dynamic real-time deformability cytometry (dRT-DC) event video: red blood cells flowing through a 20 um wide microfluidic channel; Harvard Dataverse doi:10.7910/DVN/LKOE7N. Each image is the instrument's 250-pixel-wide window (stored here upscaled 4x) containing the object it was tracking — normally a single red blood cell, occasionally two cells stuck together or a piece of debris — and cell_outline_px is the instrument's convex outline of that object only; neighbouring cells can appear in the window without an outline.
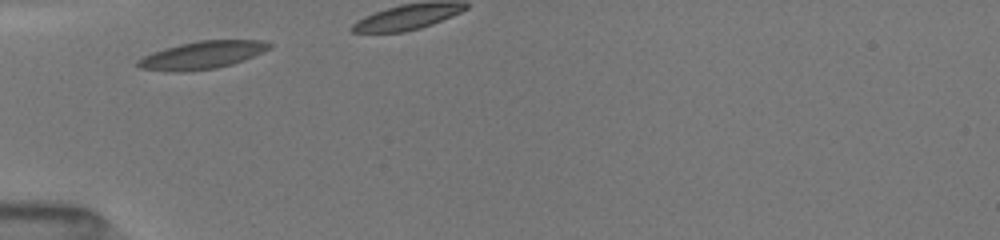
{"species": "common noctule bat (a hibernating species)", "species_latin": "Nyctalus noctula", "temperature_condition": "room temperature", "stored_images_in_passage": 7, "camera_frame_rate_fps": 3000, "um_per_image_px": 0.085, "animal": {"sex": "female", "body_mass_g": 19.5, "forearm_length_mm": 54.1}, "frame": {"image": 1, "passage_image": 1, "time_ms": 0.0, "image_size_px": [1000, 240], "cell_outline_px": [[272, 48], [244, 60], [232, 64], [216, 68], [188, 72], [168, 72], [140, 68], [136, 64], [136, 60], [152, 52], [180, 44], [200, 40], [260, 40], [272, 44]], "centroid_in_image_um": [17.17, 4.69], "position_along_channel_um": 67.8, "area_um2": 21.33}}
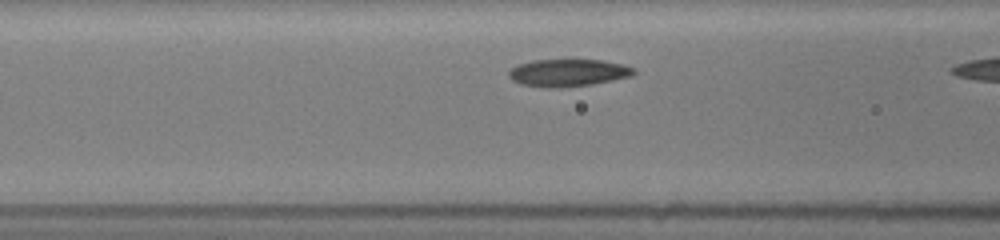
{"frame": {"image": 2, "passage_image": 6, "time_ms": 1.333, "image_size_px": [1000, 240], "cell_outline_px": [[636, 72], [632, 76], [592, 84], [560, 88], [548, 88], [520, 84], [512, 80], [508, 76], [508, 72], [516, 64], [532, 60], [600, 60], [624, 64], [636, 68]], "centroid_in_image_um": [48.28, 6.18], "position_along_channel_um": 118.3, "area_um2": 20.11}}